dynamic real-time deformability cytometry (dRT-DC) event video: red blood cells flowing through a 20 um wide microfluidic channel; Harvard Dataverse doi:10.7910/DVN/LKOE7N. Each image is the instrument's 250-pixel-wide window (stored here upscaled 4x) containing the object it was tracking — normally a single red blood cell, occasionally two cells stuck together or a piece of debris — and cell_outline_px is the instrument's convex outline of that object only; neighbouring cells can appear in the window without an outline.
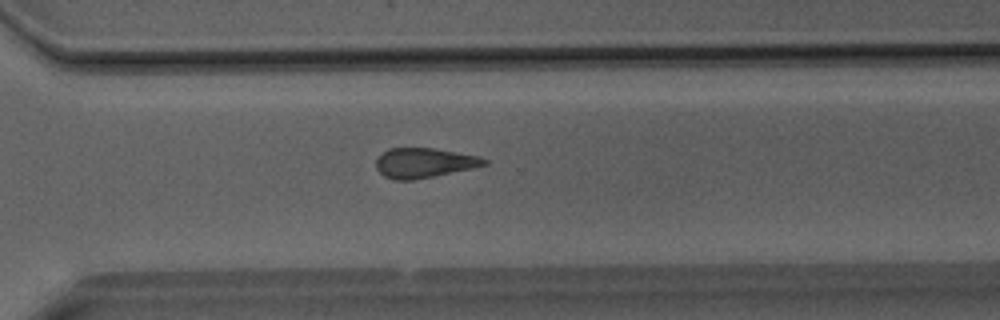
{"species": "Egyptian fruit bat (a non-hibernating species)", "species_latin": "Rousettus aegyptiacus", "temperature_condition": "room temperature", "stored_images_in_passage": 37, "segment_of_instrument_passage": [2, 2], "camera_frame_rate_fps": 3000, "um_per_image_px": 0.085, "animal": {"sex": "male"}, "frame": {"image": 1, "passage_image": 27, "time_ms": 8.667, "image_size_px": [1000, 320], "cell_outline_px": [[488, 164], [472, 168], [412, 180], [396, 180], [384, 176], [376, 168], [376, 160], [388, 148], [432, 148], [480, 156], [488, 160]], "centroid_in_image_um": [36.05, 13.84], "position_along_channel_um": 334.5, "area_um2": 18.55}}
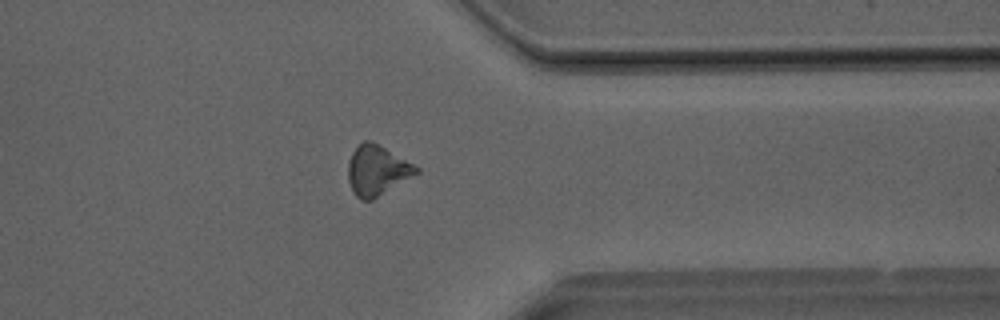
{"frame": {"image": 2, "passage_image": 30, "time_ms": 9.667, "image_size_px": [1000, 320], "cell_outline_px": [[420, 172], [372, 200], [360, 200], [356, 196], [348, 180], [348, 160], [352, 152], [364, 140], [372, 140], [420, 168]], "centroid_in_image_um": [32.04, 14.48], "position_along_channel_um": 379.4, "area_um2": 19.77}}
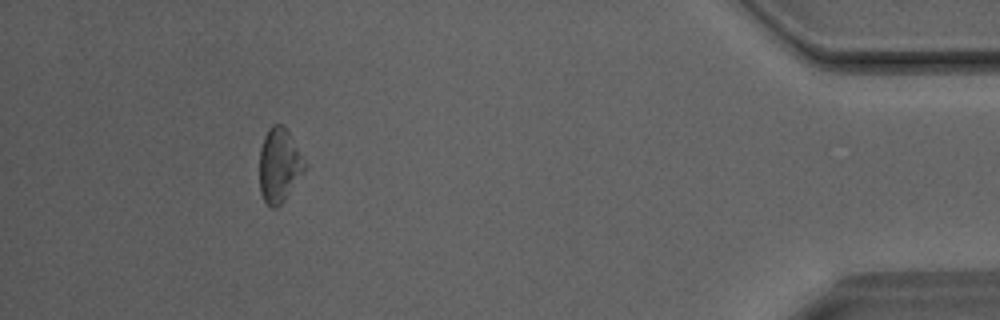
{"frame": {"image": 3, "passage_image": 35, "time_ms": 11.333, "image_size_px": [1000, 320], "cell_outline_px": [[308, 164], [304, 172], [284, 200], [276, 208], [272, 208], [264, 200], [260, 192], [260, 148], [264, 136], [268, 128], [272, 124], [280, 124], [288, 132]], "centroid_in_image_um": [23.74, 14.05], "position_along_channel_um": 411.5, "area_um2": 19.48}}